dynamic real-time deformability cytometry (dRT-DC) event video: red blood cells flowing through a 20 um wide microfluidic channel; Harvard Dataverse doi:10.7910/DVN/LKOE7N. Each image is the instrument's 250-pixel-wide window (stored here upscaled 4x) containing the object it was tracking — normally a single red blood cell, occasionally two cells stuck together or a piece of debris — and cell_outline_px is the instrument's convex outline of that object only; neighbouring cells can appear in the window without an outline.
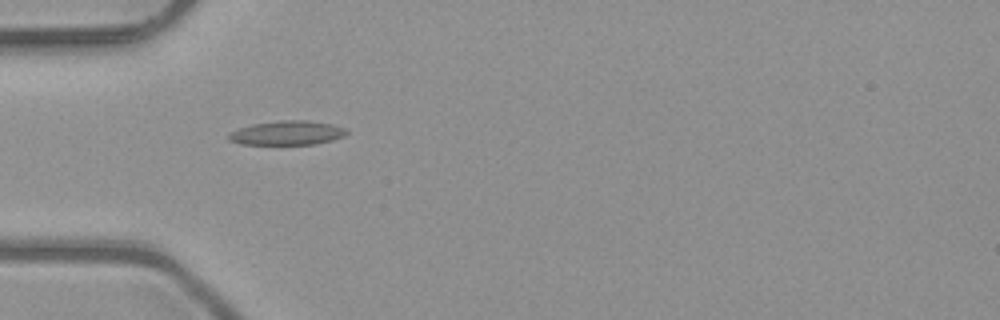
{"species": "common noctule bat (a hibernating species)", "species_latin": "Nyctalus noctula", "temperature_condition": "room temperature", "stored_images_in_passage": 3, "camera_frame_rate_fps": 3000, "um_per_image_px": 0.085, "animal": {"sex": "male", "body_mass_g": 23.1, "forearm_length_mm": 52.7}, "frame": {"image": 1, "passage_image": 1, "time_ms": 0.0, "image_size_px": [1000, 320], "cell_outline_px": [[348, 132], [344, 136], [332, 140], [316, 144], [240, 144], [228, 140], [228, 136], [232, 132], [240, 128], [252, 124], [280, 120], [308, 120], [332, 124], [344, 128]], "centroid_in_image_um": [24.42, 11.29], "position_along_channel_um": 60.6, "area_um2": 16.53}}
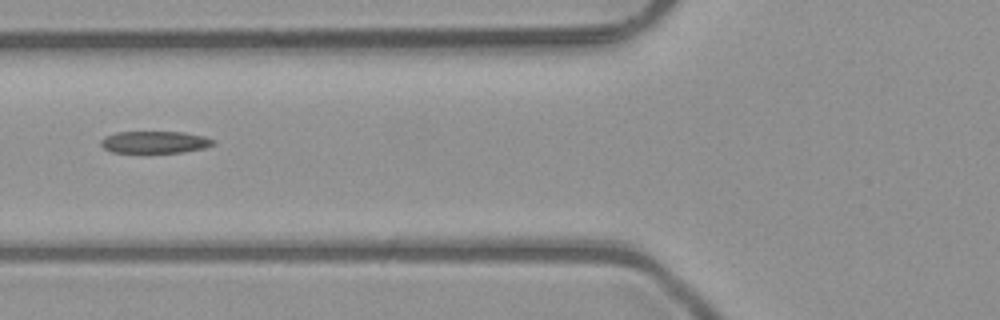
{"frame": {"image": 2, "passage_image": 2, "time_ms": 0.333, "image_size_px": [1000, 320], "cell_outline_px": [[216, 144], [204, 148], [184, 152], [112, 152], [104, 148], [100, 144], [100, 140], [104, 136], [116, 132], [184, 132], [204, 136], [216, 140]], "centroid_in_image_um": [13.18, 12.07], "position_along_channel_um": 112.6, "area_um2": 14.51}}
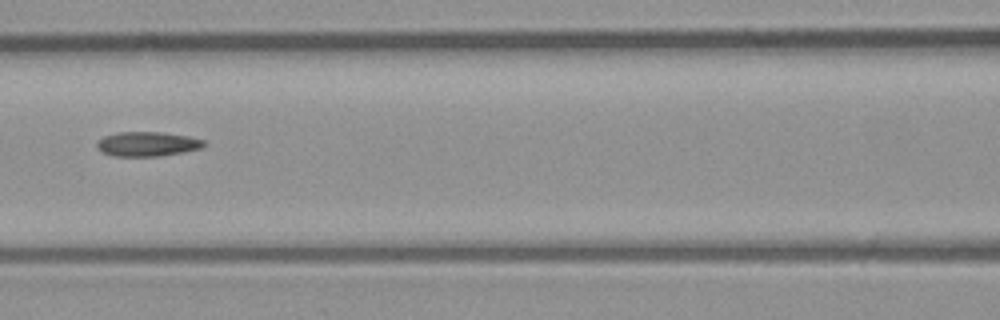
{"frame": {"image": 3, "passage_image": 3, "time_ms": 0.667, "image_size_px": [1000, 320], "cell_outline_px": [[208, 144], [204, 148], [184, 152], [160, 156], [112, 156], [100, 152], [96, 148], [96, 140], [104, 136], [116, 132], [160, 132], [188, 136], [204, 140]], "centroid_in_image_um": [12.51, 12.24], "position_along_channel_um": 154.1, "area_um2": 15.66}}